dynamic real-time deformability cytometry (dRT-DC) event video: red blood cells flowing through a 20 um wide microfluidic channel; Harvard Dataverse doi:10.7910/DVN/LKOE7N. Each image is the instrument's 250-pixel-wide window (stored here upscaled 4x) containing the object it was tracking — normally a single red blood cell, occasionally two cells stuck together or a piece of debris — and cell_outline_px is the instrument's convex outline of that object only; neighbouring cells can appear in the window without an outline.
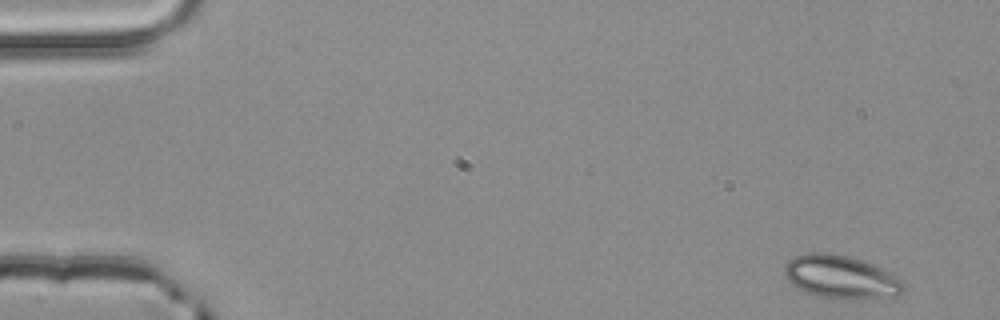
{"species": "common noctule bat (a hibernating species)", "species_latin": "Nyctalus noctula", "temperature_condition": "room temperature", "stored_images_in_passage": 3, "camera_frame_rate_fps": 3000, "um_per_image_px": 0.085, "animal": {"sex": "male", "body_mass_g": 20.4}, "frame": {"image": 1, "passage_image": 1, "time_ms": 0.0, "image_size_px": [1000, 320], "cell_outline_px": [[908, 288], [904, 292], [896, 296], [816, 296], [792, 284], [784, 276], [784, 264], [788, 260], [796, 256], [808, 252], [828, 252], [848, 256], [872, 264], [888, 272], [900, 280]], "centroid_in_image_um": [71.43, 23.48], "position_along_channel_um": 13.6, "area_um2": 28.9}}